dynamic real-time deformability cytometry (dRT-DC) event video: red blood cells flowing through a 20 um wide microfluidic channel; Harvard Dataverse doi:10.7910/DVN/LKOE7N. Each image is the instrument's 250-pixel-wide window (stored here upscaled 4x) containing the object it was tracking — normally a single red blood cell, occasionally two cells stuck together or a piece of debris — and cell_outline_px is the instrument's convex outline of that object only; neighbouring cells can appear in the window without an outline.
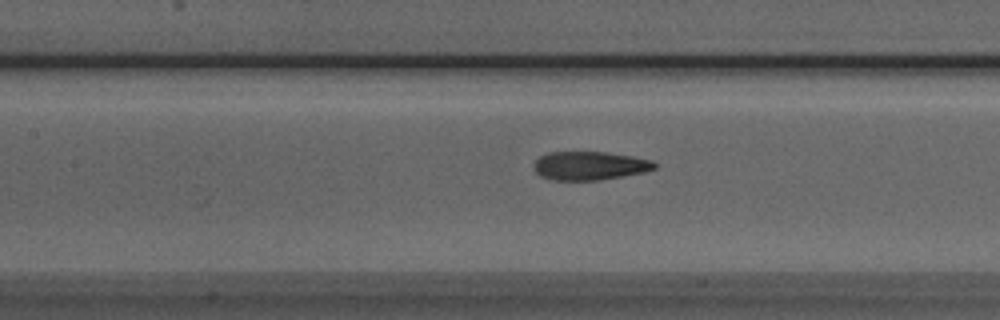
{"species": "Egyptian fruit bat (a non-hibernating species)", "species_latin": "Rousettus aegyptiacus", "temperature_condition": "room temperature", "stored_images_in_passage": 25, "camera_frame_rate_fps": 3000, "um_per_image_px": 0.085, "animal": {"sex": "male"}, "frame": {"image": 1, "passage_image": 16, "time_ms": 5.0, "image_size_px": [1000, 320], "cell_outline_px": [[656, 168], [644, 172], [600, 180], [552, 180], [540, 176], [536, 172], [532, 164], [540, 156], [548, 152], [604, 152], [632, 156], [652, 160], [656, 164]], "centroid_in_image_um": [50.1, 14.09], "position_along_channel_um": 157.3, "area_um2": 20.11}}
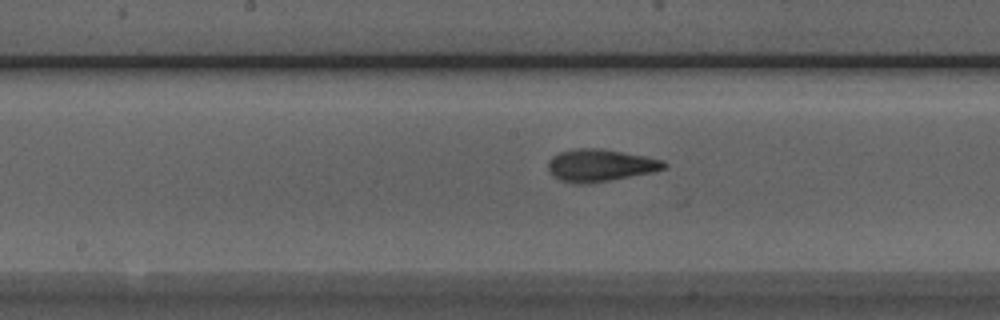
{"frame": {"image": 2, "passage_image": 19, "time_ms": 6.0, "image_size_px": [1000, 320], "cell_outline_px": [[668, 168], [652, 172], [592, 184], [576, 184], [560, 180], [552, 176], [548, 172], [548, 160], [552, 156], [560, 152], [576, 148], [600, 148], [644, 156], [664, 160], [668, 164]], "centroid_in_image_um": [51.01, 14.07], "position_along_channel_um": 197.2, "area_um2": 22.14}}
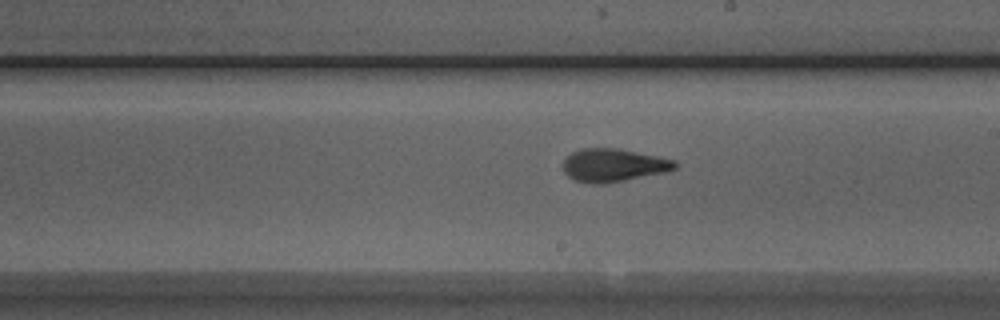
{"frame": {"image": 3, "passage_image": 22, "time_ms": 7.0, "image_size_px": [1000, 320], "cell_outline_px": [[676, 168], [668, 172], [604, 184], [596, 184], [576, 180], [568, 176], [564, 172], [564, 160], [572, 152], [580, 148], [620, 148], [676, 160]], "centroid_in_image_um": [52.17, 14.03], "position_along_channel_um": 236.8, "area_um2": 21.62}}